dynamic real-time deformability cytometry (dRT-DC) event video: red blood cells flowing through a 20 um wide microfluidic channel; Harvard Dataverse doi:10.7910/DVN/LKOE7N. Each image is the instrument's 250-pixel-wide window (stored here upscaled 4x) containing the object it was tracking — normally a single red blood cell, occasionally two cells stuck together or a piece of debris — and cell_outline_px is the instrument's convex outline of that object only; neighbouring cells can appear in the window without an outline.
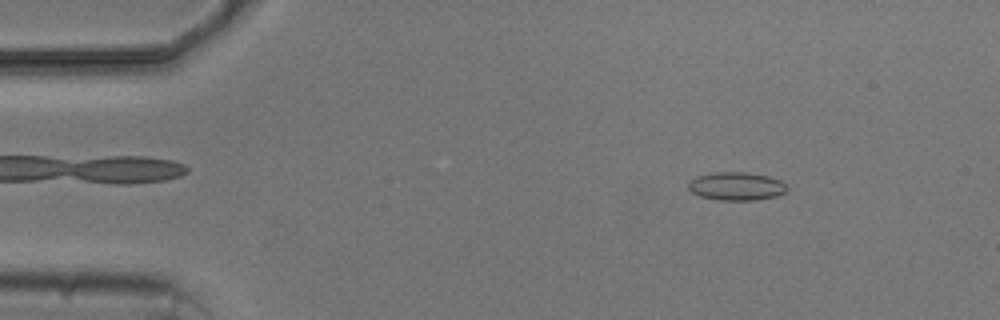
{"species": "common noctule bat (a hibernating species)", "species_latin": "Nyctalus noctula", "temperature_condition": "cold", "stored_images_in_passage": 4, "camera_frame_rate_fps": 3000, "um_per_image_px": 0.085, "animal": {"sex": "male", "body_mass_g": 20.5, "forearm_length_mm": 52.5}, "frame": {"image": 1, "passage_image": 2, "time_ms": 1.0, "image_size_px": [1000, 320], "cell_outline_px": [[788, 188], [784, 192], [776, 196], [756, 200], [720, 200], [700, 196], [692, 192], [688, 188], [688, 184], [696, 176], [712, 172], [744, 172], [768, 176], [780, 180]], "centroid_in_image_um": [62.58, 15.82], "position_along_channel_um": 22.4, "area_um2": 16.13}}